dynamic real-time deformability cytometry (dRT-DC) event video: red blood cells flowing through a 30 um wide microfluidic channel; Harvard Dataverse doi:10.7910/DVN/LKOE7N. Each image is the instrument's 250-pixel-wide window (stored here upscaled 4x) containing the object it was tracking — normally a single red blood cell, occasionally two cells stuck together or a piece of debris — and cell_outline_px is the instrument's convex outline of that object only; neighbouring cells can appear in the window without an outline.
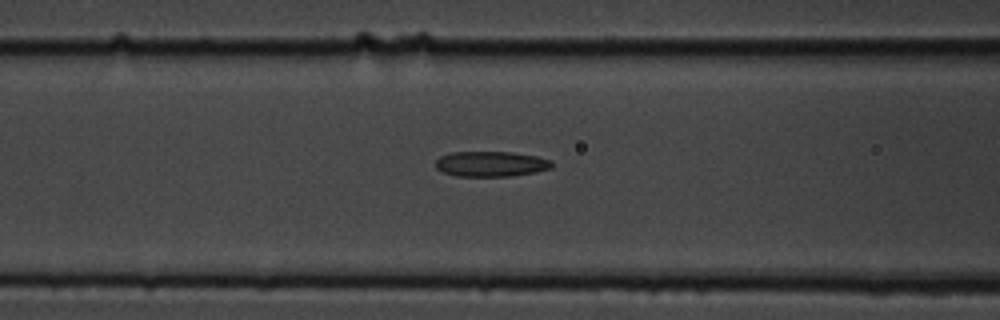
{"species": "common noctule bat (a hibernating species)", "species_latin": "Nyctalus noctula", "temperature_condition": "cold", "stored_images_in_passage": 38, "camera_frame_rate_fps": 3000, "um_per_image_px": 0.085, "animal": {"sex": "male", "body_mass_g": 19.5, "forearm_length_mm": 54.6}, "frame": {"image": 1, "passage_image": 23, "time_ms": 7.333, "image_size_px": [1000, 320], "cell_outline_px": [[552, 168], [536, 172], [512, 176], [456, 176], [444, 172], [436, 168], [436, 160], [440, 156], [452, 152], [512, 152], [536, 156], [548, 160], [552, 164]], "centroid_in_image_um": [41.72, 13.93], "position_along_channel_um": 124.9, "area_um2": 17.05}}
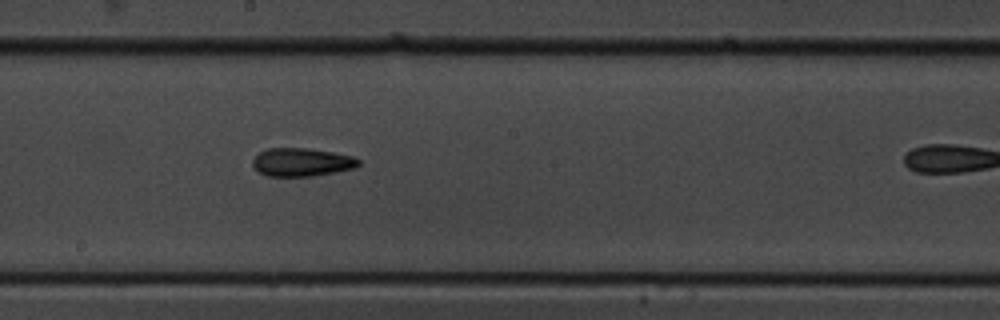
{"frame": {"image": 2, "passage_image": 31, "time_ms": 10.0, "image_size_px": [1000, 320], "cell_outline_px": [[360, 164], [356, 168], [336, 172], [312, 176], [268, 176], [260, 172], [252, 164], [252, 160], [260, 152], [268, 148], [308, 148], [332, 152], [352, 156], [360, 160]], "centroid_in_image_um": [25.67, 13.78], "position_along_channel_um": 222.5, "area_um2": 17.4}}
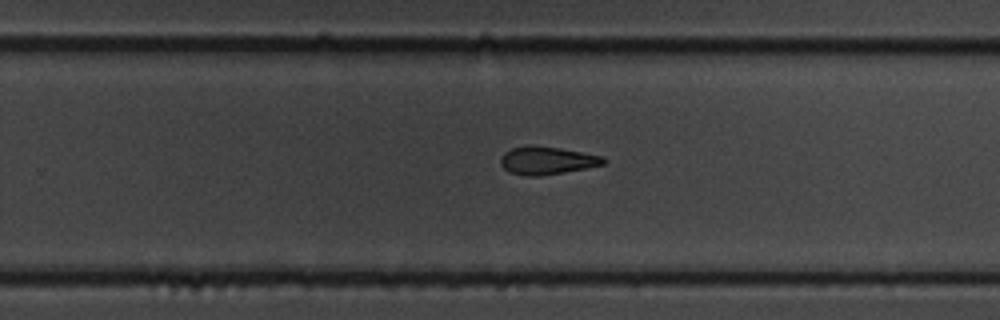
{"frame": {"image": 3, "passage_image": 36, "time_ms": 11.667, "image_size_px": [1000, 320], "cell_outline_px": [[608, 160], [604, 164], [564, 172], [540, 176], [524, 176], [508, 172], [500, 164], [500, 160], [504, 152], [512, 148], [528, 144], [532, 144], [560, 148], [604, 156]], "centroid_in_image_um": [46.47, 13.63], "position_along_channel_um": 283.3, "area_um2": 16.94}}